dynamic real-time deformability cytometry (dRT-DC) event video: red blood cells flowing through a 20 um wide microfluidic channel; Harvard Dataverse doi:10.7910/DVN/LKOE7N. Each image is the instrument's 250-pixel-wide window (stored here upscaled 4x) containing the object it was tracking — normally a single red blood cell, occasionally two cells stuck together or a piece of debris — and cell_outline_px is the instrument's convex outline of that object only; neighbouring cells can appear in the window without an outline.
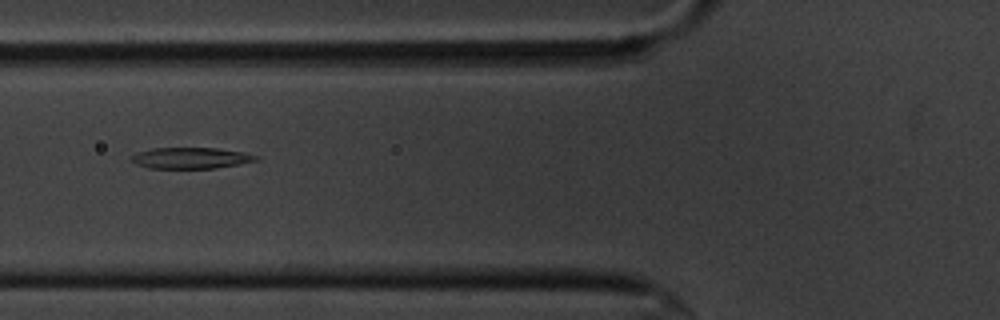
{"species": "common noctule bat (a hibernating species)", "species_latin": "Nyctalus noctula", "temperature_condition": "cold", "stored_images_in_passage": 40, "camera_frame_rate_fps": 3000, "um_per_image_px": 0.085, "animal": {"sex": "male", "body_mass_g": 20.1, "forearm_length_mm": 53.5}, "frame": {"image": 1, "passage_image": 4, "time_ms": 1.0, "image_size_px": [1000, 320], "cell_outline_px": [[260, 160], [240, 164], [216, 168], [148, 168], [136, 164], [128, 160], [128, 156], [136, 152], [152, 148], [216, 148], [244, 152], [260, 156]], "centroid_in_image_um": [16.19, 13.43], "position_along_channel_um": 109.6, "area_um2": 15.66}}
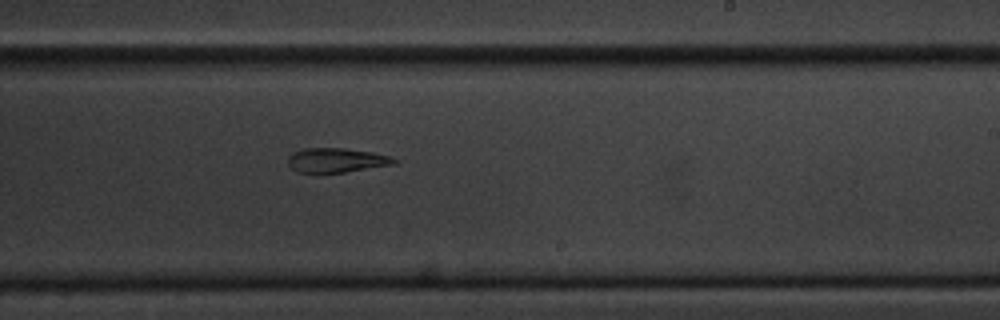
{"frame": {"image": 2, "passage_image": 17, "time_ms": 5.333, "image_size_px": [1000, 320], "cell_outline_px": [[400, 160], [396, 164], [344, 172], [296, 172], [288, 164], [288, 156], [292, 152], [304, 148], [344, 148], [372, 152], [388, 156]], "centroid_in_image_um": [28.59, 13.61], "position_along_channel_um": 260.4, "area_um2": 15.09}}
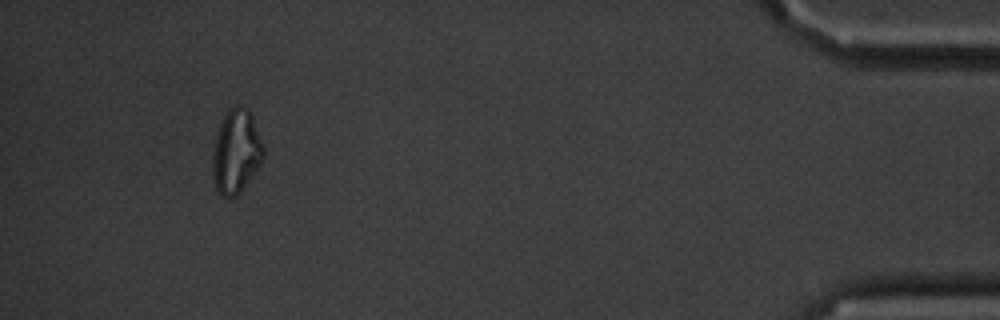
{"frame": {"image": 3, "passage_image": 36, "time_ms": 11.667, "image_size_px": [1000, 320], "cell_outline_px": [[264, 156], [240, 192], [236, 196], [220, 196], [216, 188], [212, 172], [212, 168], [216, 136], [220, 124], [224, 116], [236, 104], [252, 112], [264, 148]], "centroid_in_image_um": [20.08, 12.87], "position_along_channel_um": 415.1, "area_um2": 24.28}}